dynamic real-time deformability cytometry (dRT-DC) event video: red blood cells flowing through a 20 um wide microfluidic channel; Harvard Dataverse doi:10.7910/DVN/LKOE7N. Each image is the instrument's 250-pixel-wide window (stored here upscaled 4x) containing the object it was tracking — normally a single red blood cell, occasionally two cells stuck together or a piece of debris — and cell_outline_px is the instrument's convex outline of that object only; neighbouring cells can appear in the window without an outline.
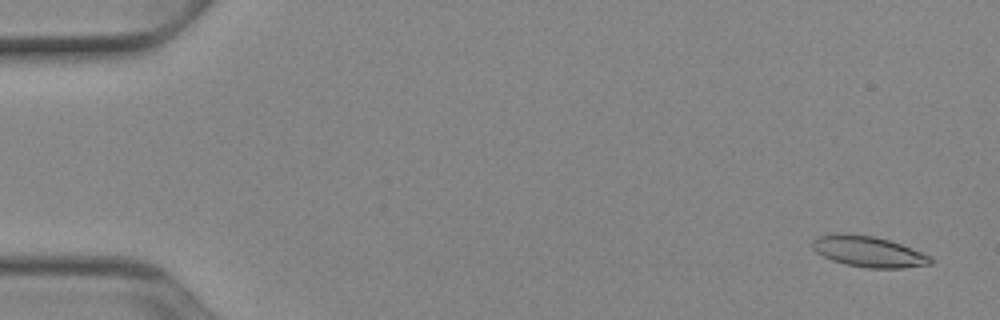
{"species": "Egyptian fruit bat (a non-hibernating species)", "species_latin": "Rousettus aegyptiacus", "temperature_condition": "cold", "stored_images_in_passage": 53, "camera_frame_rate_fps": 3000, "um_per_image_px": 0.085, "animal": {"sex": "female"}, "frame": {"image": 1, "passage_image": 3, "time_ms": 0.667, "image_size_px": [1000, 320], "cell_outline_px": [[936, 260], [932, 264], [904, 268], [868, 268], [848, 264], [832, 260], [816, 252], [812, 248], [812, 240], [816, 236], [836, 232], [844, 232], [876, 236], [900, 244], [932, 256]], "centroid_in_image_um": [73.82, 21.36], "position_along_channel_um": 11.2, "area_um2": 21.56}}
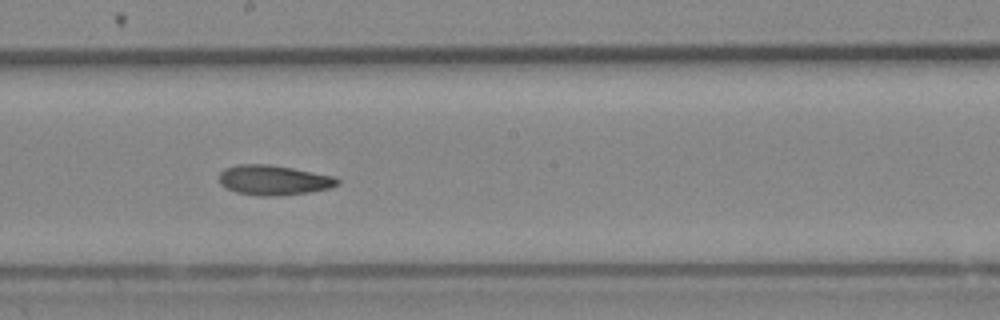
{"frame": {"image": 2, "passage_image": 30, "time_ms": 9.667, "image_size_px": [1000, 320], "cell_outline_px": [[340, 184], [332, 188], [308, 192], [268, 196], [260, 196], [236, 192], [220, 184], [220, 172], [224, 168], [236, 164], [268, 164], [292, 168], [336, 176], [340, 180]], "centroid_in_image_um": [23.29, 15.3], "position_along_channel_um": 224.9, "area_um2": 20.63}}
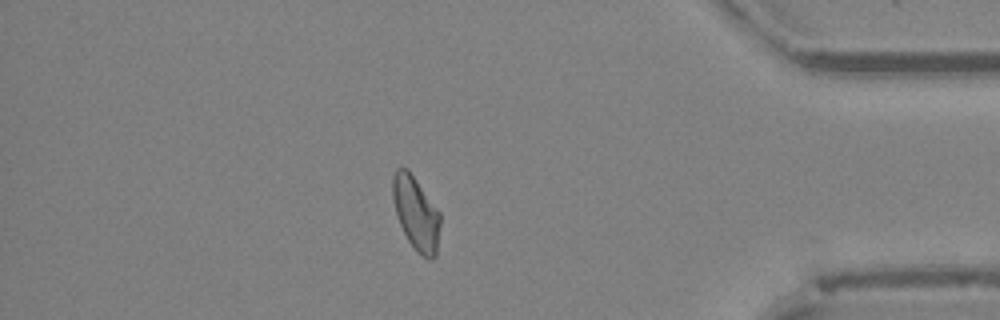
{"frame": {"image": 3, "passage_image": 46, "time_ms": 15.0, "image_size_px": [1000, 320], "cell_outline_px": [[440, 224], [436, 256], [432, 260], [428, 260], [416, 252], [408, 240], [396, 216], [392, 196], [392, 176], [396, 168], [408, 168], [440, 212]], "centroid_in_image_um": [35.35, 18.13], "position_along_channel_um": 399.8, "area_um2": 20.58}, "authors_computed_cell_mechanics": {"area_um2": 20.6924, "velocity_mm_per_s": 3.8871, "shape_relaxation_time_tau1_ms": 10.7934, "shape_relaxation_time_tau2_ms": 5.4286, "deformation_change_tau1": 0.1938, "deformation_change_tau2": 0.1301}}